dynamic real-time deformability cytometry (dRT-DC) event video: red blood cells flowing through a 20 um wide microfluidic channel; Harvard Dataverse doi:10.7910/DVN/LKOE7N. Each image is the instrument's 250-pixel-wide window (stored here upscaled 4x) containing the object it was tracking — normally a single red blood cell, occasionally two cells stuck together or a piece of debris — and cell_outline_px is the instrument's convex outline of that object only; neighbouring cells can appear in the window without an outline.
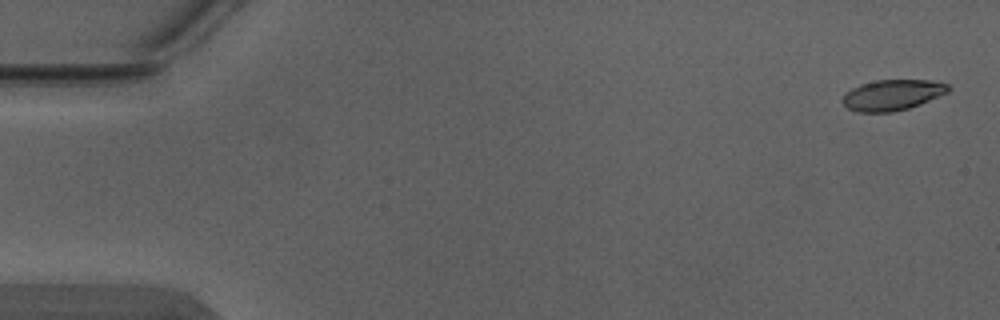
{"species": "Egyptian fruit bat (a non-hibernating species)", "species_latin": "Rousettus aegyptiacus", "temperature_condition": "warm", "stored_images_in_passage": 6, "camera_frame_rate_fps": 3000, "um_per_image_px": 0.085, "animal": {"sex": "male"}, "frame": {"image": 1, "passage_image": 1, "time_ms": 0.0, "image_size_px": [1000, 320], "cell_outline_px": [[952, 88], [948, 92], [920, 104], [908, 108], [892, 112], [856, 112], [848, 108], [840, 100], [852, 88], [860, 84], [876, 80], [928, 80], [948, 84]], "centroid_in_image_um": [75.85, 8.07], "position_along_channel_um": 9.2, "area_um2": 18.84}}
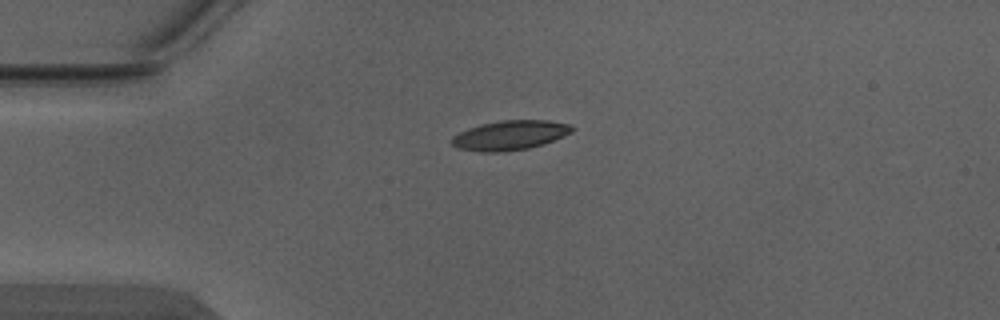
{"frame": {"image": 2, "passage_image": 4, "time_ms": 1.0, "image_size_px": [1000, 320], "cell_outline_px": [[576, 128], [572, 132], [544, 144], [528, 148], [500, 152], [480, 152], [456, 148], [452, 144], [452, 136], [468, 128], [500, 120], [548, 120], [572, 124]], "centroid_in_image_um": [43.37, 11.49], "position_along_channel_um": 41.6, "area_um2": 20.75}}
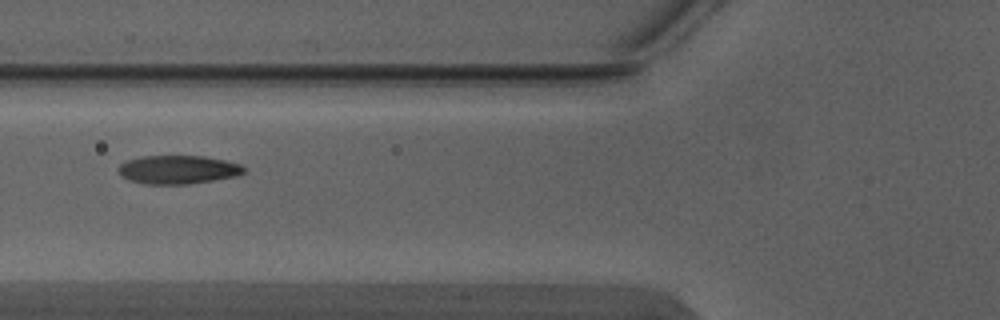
{"frame": {"image": 3, "passage_image": 6, "time_ms": 1.667, "image_size_px": [1000, 320], "cell_outline_px": [[244, 172], [236, 176], [188, 184], [144, 184], [128, 180], [120, 176], [116, 168], [120, 164], [128, 160], [144, 156], [204, 156], [224, 160], [240, 164], [244, 168]], "centroid_in_image_um": [15.07, 14.42], "position_along_channel_um": 110.7, "area_um2": 20.87}}